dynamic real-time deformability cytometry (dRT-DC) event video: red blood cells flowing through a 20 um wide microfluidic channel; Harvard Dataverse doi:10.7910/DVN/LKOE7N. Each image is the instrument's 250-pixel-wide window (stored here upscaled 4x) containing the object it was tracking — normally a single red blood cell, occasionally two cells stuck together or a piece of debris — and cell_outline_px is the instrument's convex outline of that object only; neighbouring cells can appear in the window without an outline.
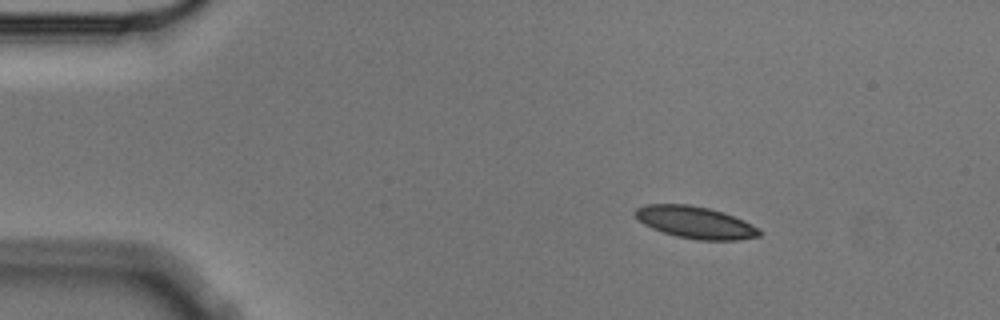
{"species": "Egyptian fruit bat (a non-hibernating species)", "species_latin": "Rousettus aegyptiacus", "temperature_condition": "cold", "stored_images_in_passage": 5, "camera_frame_rate_fps": 3000, "um_per_image_px": 0.085, "animal": {"sex": "male"}, "frame": {"image": 1, "passage_image": 2, "time_ms": 0.333, "image_size_px": [1000, 320], "cell_outline_px": [[764, 232], [760, 236], [740, 240], [696, 240], [676, 236], [652, 228], [644, 224], [632, 212], [636, 208], [644, 204], [688, 204], [708, 208], [724, 212], [744, 220], [760, 228]], "centroid_in_image_um": [59.14, 18.9], "position_along_channel_um": 25.9, "area_um2": 23.41}}
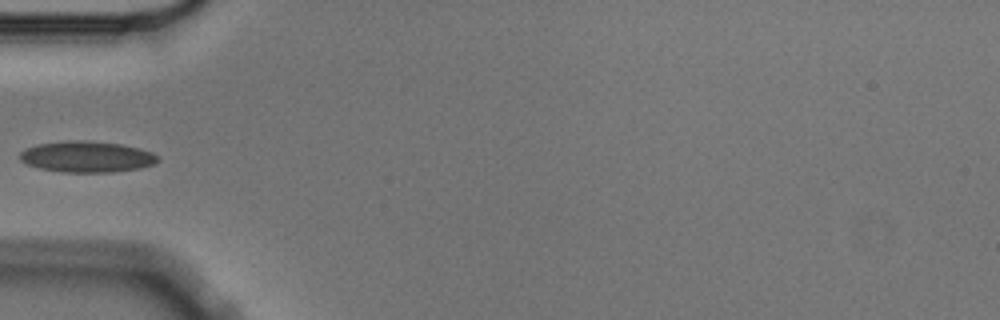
{"frame": {"image": 2, "passage_image": 4, "time_ms": 1.0, "image_size_px": [1000, 320], "cell_outline_px": [[160, 160], [152, 164], [140, 168], [112, 172], [60, 172], [40, 168], [28, 164], [20, 160], [20, 152], [24, 148], [36, 144], [68, 140], [84, 140], [120, 144], [140, 148], [152, 152], [160, 156]], "centroid_in_image_um": [7.38, 13.31], "position_along_channel_um": 77.6, "area_um2": 25.14}}
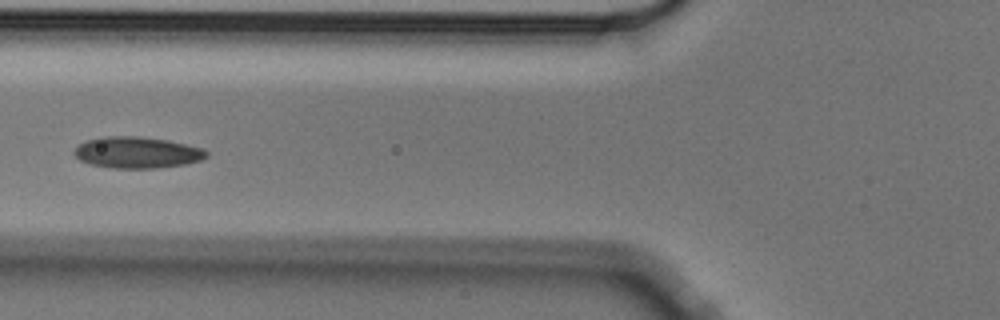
{"frame": {"image": 3, "passage_image": 5, "time_ms": 1.333, "image_size_px": [1000, 320], "cell_outline_px": [[208, 156], [200, 160], [188, 164], [156, 168], [112, 168], [92, 164], [80, 160], [72, 152], [84, 140], [100, 136], [140, 136], [168, 140], [204, 148], [208, 152]], "centroid_in_image_um": [11.66, 12.95], "position_along_channel_um": 114.1, "area_um2": 24.39}}